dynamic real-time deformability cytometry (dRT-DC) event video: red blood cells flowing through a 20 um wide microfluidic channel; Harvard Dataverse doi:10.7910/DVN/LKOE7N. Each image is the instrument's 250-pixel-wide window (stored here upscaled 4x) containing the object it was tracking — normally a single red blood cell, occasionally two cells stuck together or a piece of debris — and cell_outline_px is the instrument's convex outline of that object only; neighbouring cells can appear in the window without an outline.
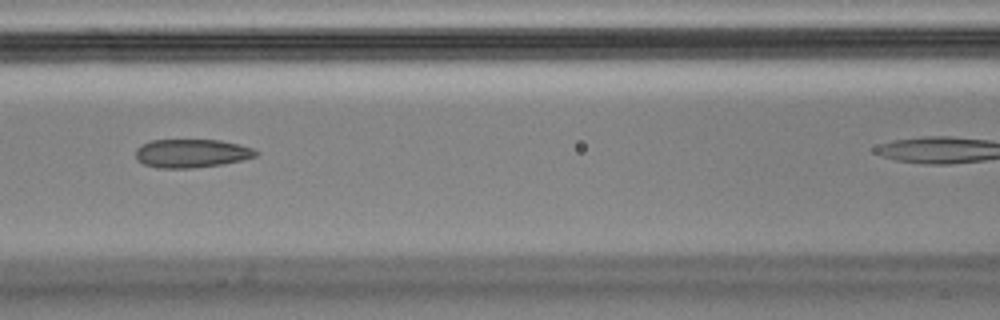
{"species": "Egyptian fruit bat (a non-hibernating species)", "species_latin": "Rousettus aegyptiacus", "temperature_condition": "cold", "stored_images_in_passage": 11, "camera_frame_rate_fps": 3000, "um_per_image_px": 0.085, "animal": {"sex": "male"}, "frame": {"image": 1, "passage_image": 4, "time_ms": 1.0, "image_size_px": [1000, 320], "cell_outline_px": [[260, 152], [256, 156], [244, 160], [224, 164], [192, 168], [156, 168], [144, 164], [136, 160], [136, 148], [140, 144], [152, 140], [220, 140], [240, 144], [252, 148]], "centroid_in_image_um": [16.29, 13.03], "position_along_channel_um": 150.3, "area_um2": 20.23}}
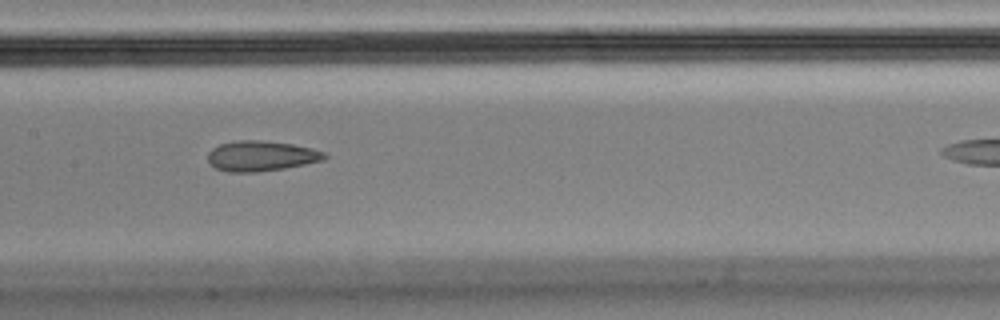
{"frame": {"image": 2, "passage_image": 5, "time_ms": 1.333, "image_size_px": [1000, 320], "cell_outline_px": [[328, 156], [324, 160], [284, 168], [256, 172], [228, 172], [216, 168], [208, 160], [208, 152], [212, 148], [220, 144], [236, 140], [260, 140], [292, 144], [312, 148], [324, 152]], "centroid_in_image_um": [22.19, 13.25], "position_along_channel_um": 185.2, "area_um2": 20.52}}